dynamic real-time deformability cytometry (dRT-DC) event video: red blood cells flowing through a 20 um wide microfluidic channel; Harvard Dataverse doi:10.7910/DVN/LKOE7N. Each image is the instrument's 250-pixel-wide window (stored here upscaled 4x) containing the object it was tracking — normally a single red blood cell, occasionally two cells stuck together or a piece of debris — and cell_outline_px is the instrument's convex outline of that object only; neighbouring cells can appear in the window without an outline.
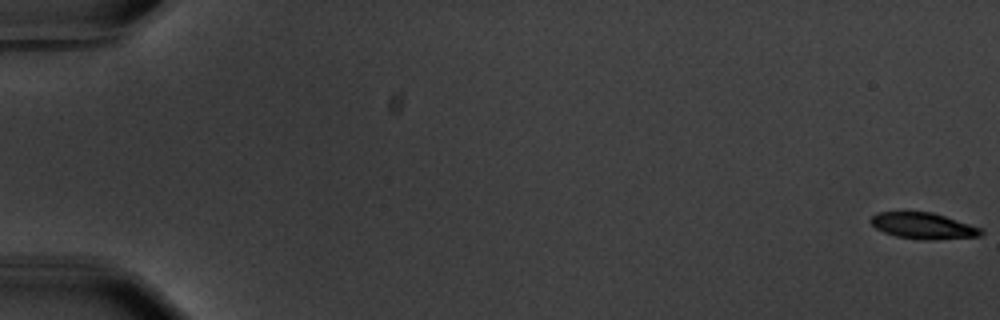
{"species": "common noctule bat (a hibernating species)", "species_latin": "Nyctalus noctula", "temperature_condition": "warm", "stored_images_in_passage": 59, "camera_frame_rate_fps": 3000, "um_per_image_px": 0.085, "animal": {"sex": "male", "body_mass_g": 20.1, "forearm_length_mm": 53.5}, "frame": {"image": 1, "passage_image": 1, "time_ms": 0.0, "image_size_px": [1000, 320], "cell_outline_px": [[984, 232], [980, 236], [932, 240], [928, 240], [896, 236], [884, 232], [876, 228], [868, 220], [876, 212], [932, 212], [984, 228]], "centroid_in_image_um": [78.51, 19.19], "position_along_channel_um": 6.5, "area_um2": 16.88}}
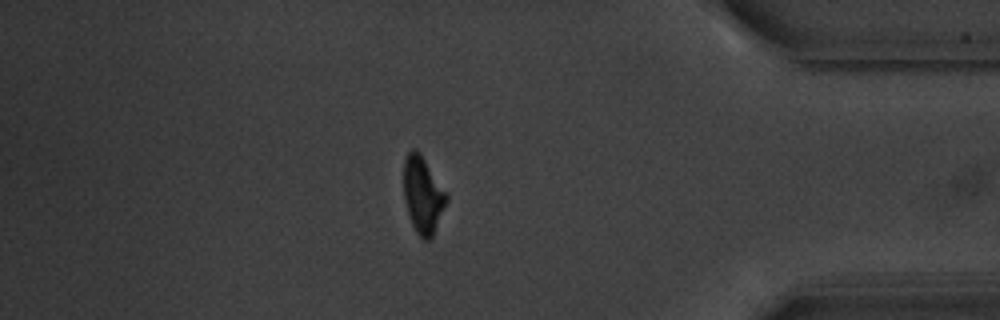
{"frame": {"image": 2, "passage_image": 51, "time_ms": 16.667, "image_size_px": [1000, 320], "cell_outline_px": [[448, 200], [432, 236], [428, 240], [424, 240], [416, 232], [412, 224], [404, 200], [404, 156], [412, 148], [416, 148], [420, 152], [448, 196]], "centroid_in_image_um": [35.92, 16.54], "position_along_channel_um": 399.3, "area_um2": 18.9}}
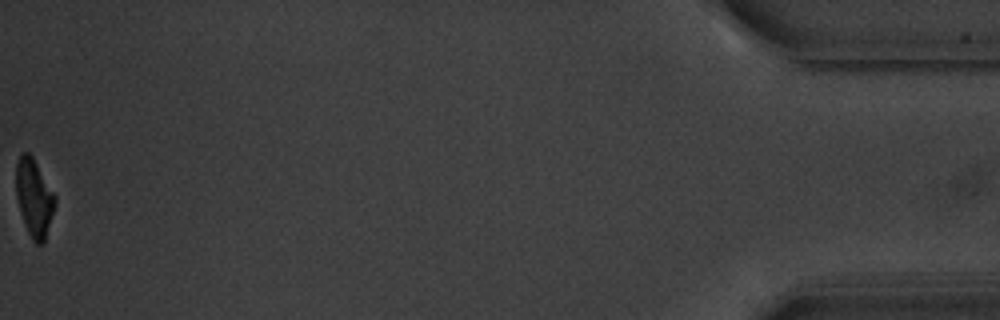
{"frame": {"image": 3, "passage_image": 59, "time_ms": 19.333, "image_size_px": [1000, 320], "cell_outline_px": [[56, 204], [44, 244], [36, 244], [32, 240], [24, 224], [20, 212], [16, 196], [16, 164], [20, 152], [28, 152], [32, 156], [56, 196]], "centroid_in_image_um": [2.9, 16.83], "position_along_channel_um": 432.3, "area_um2": 17.8}, "authors_computed_cell_mechanics": {"area_um2": 19.074, "velocity_mm_per_s": 3.5759, "shape_relaxation_time_tau1_ms": 2.6378, "shape_relaxation_time_tau2_ms": null, "deformation_change_tau1": 0.1553, "deformation_change_tau2": null}}